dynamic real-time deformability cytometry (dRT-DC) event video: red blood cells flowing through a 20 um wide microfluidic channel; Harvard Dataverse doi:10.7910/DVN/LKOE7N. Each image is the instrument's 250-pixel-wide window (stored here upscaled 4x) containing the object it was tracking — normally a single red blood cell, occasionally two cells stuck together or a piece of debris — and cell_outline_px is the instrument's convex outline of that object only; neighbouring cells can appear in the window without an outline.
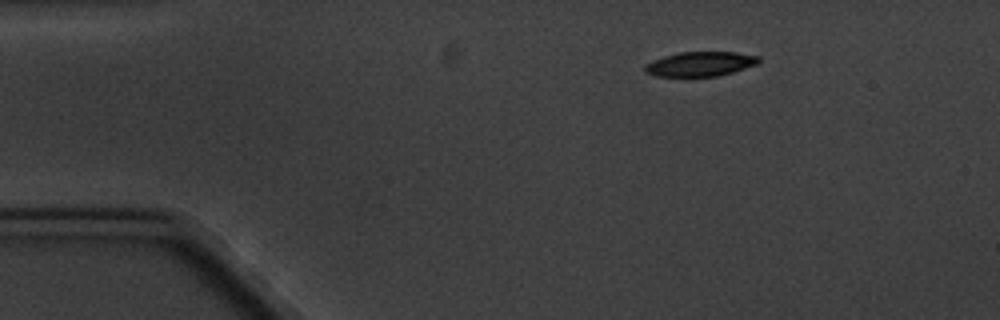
{"species": "common noctule bat (a hibernating species)", "species_latin": "Nyctalus noctula", "temperature_condition": "cold", "stored_images_in_passage": 4, "camera_frame_rate_fps": 3000, "um_per_image_px": 0.085, "animal": {"sex": "male", "body_mass_g": 20.1, "forearm_length_mm": 53.5}, "frame": {"image": 1, "passage_image": 1, "time_ms": 0.0, "image_size_px": [1000, 320], "cell_outline_px": [[760, 60], [756, 64], [720, 76], [656, 76], [644, 72], [644, 68], [652, 60], [664, 56], [680, 52], [736, 52], [760, 56]], "centroid_in_image_um": [59.52, 5.43], "position_along_channel_um": 25.5, "area_um2": 16.18}}
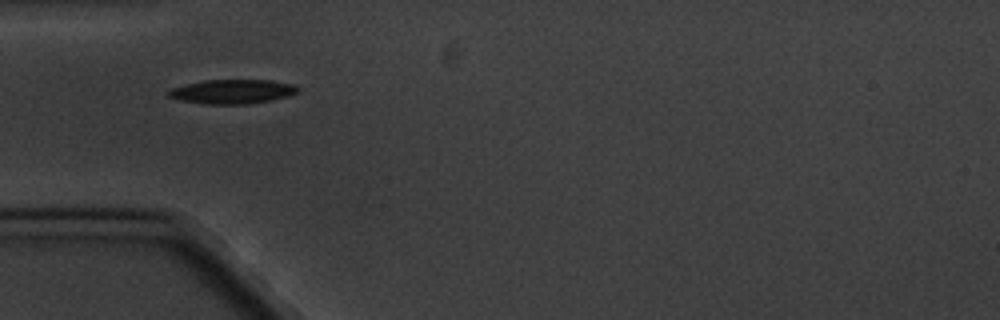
{"frame": {"image": 2, "passage_image": 3, "time_ms": 3.0, "image_size_px": [1000, 320], "cell_outline_px": [[300, 92], [288, 96], [272, 100], [248, 104], [212, 104], [180, 100], [168, 96], [164, 92], [172, 88], [204, 80], [272, 80], [292, 84], [300, 88]], "centroid_in_image_um": [19.79, 7.78], "position_along_channel_um": 65.2, "area_um2": 18.26}}